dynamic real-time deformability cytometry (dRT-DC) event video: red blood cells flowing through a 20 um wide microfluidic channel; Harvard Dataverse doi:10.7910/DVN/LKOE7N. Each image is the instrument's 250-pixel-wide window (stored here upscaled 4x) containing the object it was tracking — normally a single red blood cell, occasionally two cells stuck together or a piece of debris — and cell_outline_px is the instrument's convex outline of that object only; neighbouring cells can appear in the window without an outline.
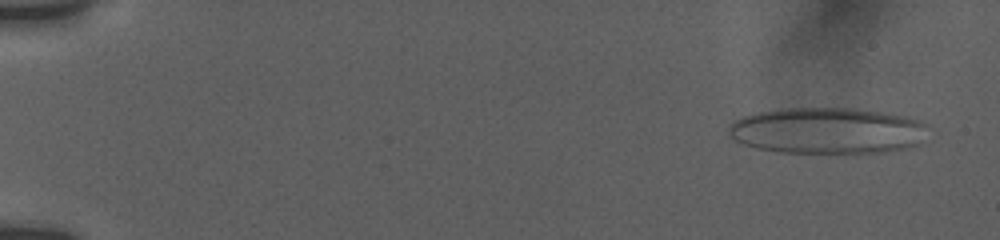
{"species": "human", "species_latin": "Homo sapiens", "temperature_condition": "room temperature", "stored_images_in_passage": 53, "camera_frame_rate_fps": 3000, "um_per_image_px": 0.085, "donor": {"sex": "female"}, "frame": {"image": 1, "passage_image": 1, "time_ms": 0.0, "image_size_px": [1000, 240], "cell_outline_px": [[924, 124], [916, 144], [904, 148], [880, 152], [780, 152], [756, 148], [744, 144], [736, 140], [728, 132], [728, 124], [744, 116], [756, 112], [788, 108], [856, 108], [904, 116], [920, 120]], "centroid_in_image_um": [70.21, 11.09], "position_along_channel_um": 14.8, "area_um2": 52.71}}
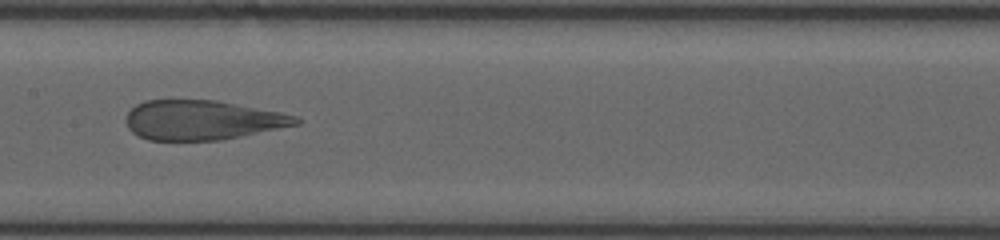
{"frame": {"image": 2, "passage_image": 27, "time_ms": 8.667, "image_size_px": [1000, 240], "cell_outline_px": [[300, 124], [220, 140], [148, 140], [132, 132], [128, 128], [124, 120], [128, 112], [136, 104], [144, 100], [168, 96], [216, 100], [280, 112], [300, 116]], "centroid_in_image_um": [17.12, 10.15], "position_along_channel_um": 190.3, "area_um2": 40.23}}
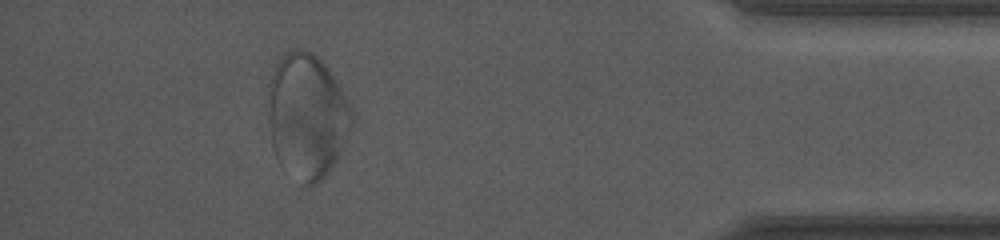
{"frame": {"image": 3, "passage_image": 48, "time_ms": 15.667, "image_size_px": [1000, 240], "cell_outline_px": [[352, 124], [340, 156], [324, 180], [312, 188], [304, 188], [300, 184], [272, 144], [268, 116], [268, 84], [272, 72], [280, 56], [292, 48], [304, 48], [312, 52], [328, 68], [340, 88], [352, 112]], "centroid_in_image_um": [26.1, 9.85], "position_along_channel_um": 409.1, "area_um2": 60.81}}